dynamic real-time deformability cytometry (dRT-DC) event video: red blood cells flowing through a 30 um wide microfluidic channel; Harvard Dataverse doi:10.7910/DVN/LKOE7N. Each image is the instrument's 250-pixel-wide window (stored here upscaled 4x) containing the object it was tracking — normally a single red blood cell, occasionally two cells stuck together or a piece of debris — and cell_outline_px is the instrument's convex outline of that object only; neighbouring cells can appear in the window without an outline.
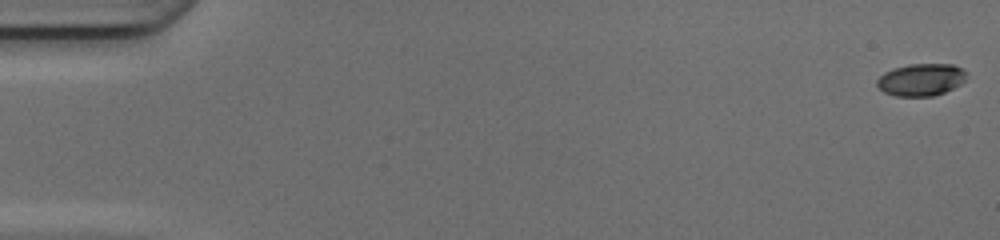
{"species": "common noctule bat (a hibernating species)", "species_latin": "Nyctalus noctula", "temperature_condition": "cold", "stored_images_in_passage": 17, "camera_frame_rate_fps": 3000, "um_per_image_px": 0.085, "animal": {"sex": "female", "body_mass_g": 17.0, "forearm_length_mm": 48.0}, "frame": {"image": 1, "passage_image": 1, "time_ms": 0.0, "image_size_px": [1000, 240], "cell_outline_px": [[968, 72], [964, 80], [960, 84], [944, 92], [932, 96], [896, 96], [884, 92], [876, 84], [876, 80], [884, 72], [892, 68], [908, 64], [952, 64]], "centroid_in_image_um": [78.27, 6.76], "position_along_channel_um": 6.7, "area_um2": 16.82}}
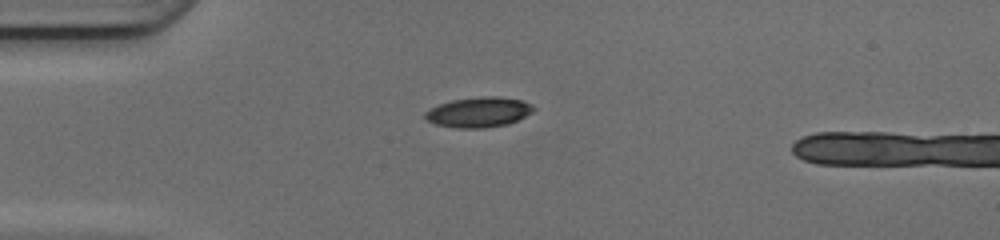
{"frame": {"image": 2, "passage_image": 14, "time_ms": 4.333, "image_size_px": [1000, 240], "cell_outline_px": [[536, 108], [532, 112], [508, 124], [480, 128], [456, 128], [436, 124], [424, 120], [424, 112], [428, 108], [452, 100], [480, 96], [500, 96], [524, 100], [532, 104]], "centroid_in_image_um": [40.67, 9.52], "position_along_channel_um": 44.3, "area_um2": 19.25}}